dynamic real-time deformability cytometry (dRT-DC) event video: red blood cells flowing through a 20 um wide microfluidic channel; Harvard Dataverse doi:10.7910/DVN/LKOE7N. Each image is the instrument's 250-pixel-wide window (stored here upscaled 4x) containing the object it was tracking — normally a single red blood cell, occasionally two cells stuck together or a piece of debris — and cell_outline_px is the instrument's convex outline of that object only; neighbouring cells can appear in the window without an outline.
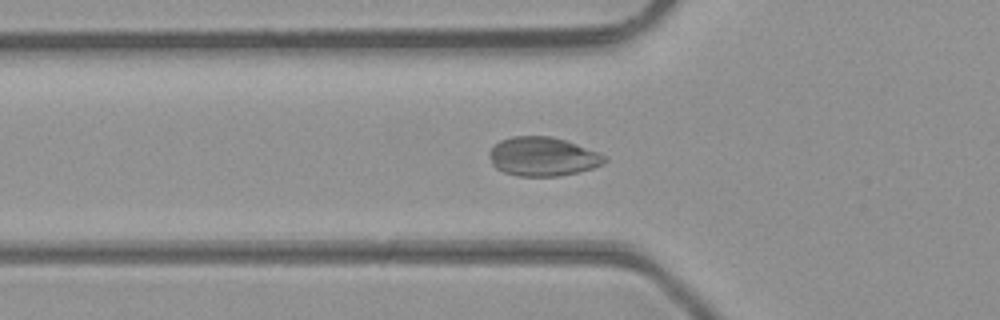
{"species": "common noctule bat (a hibernating species)", "species_latin": "Nyctalus noctula", "temperature_condition": "room temperature", "stored_images_in_passage": 48, "camera_frame_rate_fps": 3000, "um_per_image_px": 0.085, "animal": {"sex": "male", "body_mass_g": 23.1, "forearm_length_mm": 52.7}, "frame": {"image": 1, "passage_image": 17, "time_ms": 5.333, "image_size_px": [1000, 320], "cell_outline_px": [[608, 160], [604, 164], [592, 168], [560, 176], [516, 176], [504, 172], [496, 168], [492, 164], [488, 152], [500, 140], [512, 136], [552, 136], [600, 152], [608, 156]], "centroid_in_image_um": [46.16, 13.31], "position_along_channel_um": 79.6, "area_um2": 26.3}}
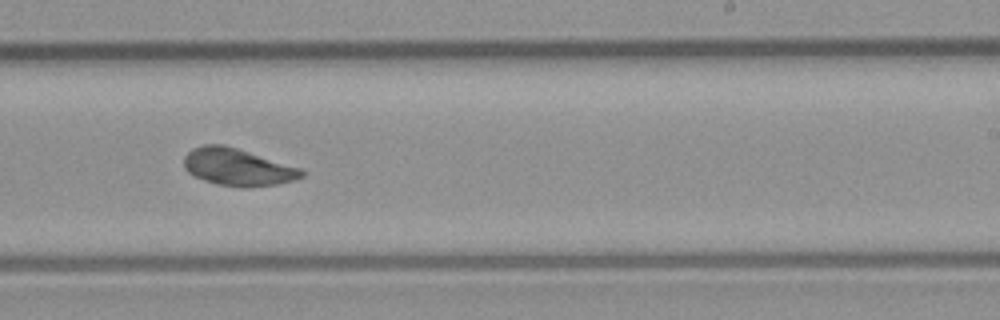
{"frame": {"image": 2, "passage_image": 30, "time_ms": 9.667, "image_size_px": [1000, 320], "cell_outline_px": [[304, 176], [296, 180], [276, 184], [244, 188], [220, 184], [204, 180], [192, 176], [184, 168], [184, 156], [192, 148], [204, 144], [224, 144], [304, 168]], "centroid_in_image_um": [20.23, 14.19], "position_along_channel_um": 268.8, "area_um2": 25.84}}
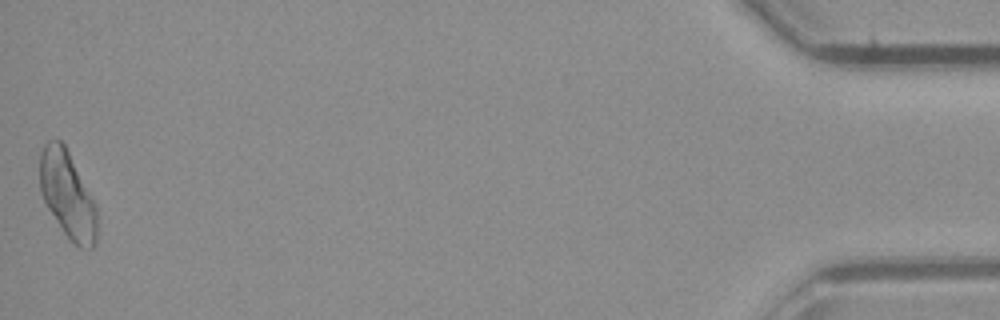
{"frame": {"image": 3, "passage_image": 48, "time_ms": 15.667, "image_size_px": [1000, 320], "cell_outline_px": [[96, 244], [92, 248], [80, 248], [72, 244], [68, 240], [48, 208], [40, 192], [40, 152], [44, 144], [48, 140], [60, 140], [64, 144], [96, 204]], "centroid_in_image_um": [5.73, 16.59], "position_along_channel_um": 429.5, "area_um2": 28.9}, "authors_computed_cell_mechanics": {"area_um2": 26.5302, "velocity_mm_per_s": 4.3419, "shape_relaxation_time_tau1_ms": null, "shape_relaxation_time_tau2_ms": 2.2727, "deformation_change_tau1": null, "deformation_change_tau2": 0.0205}}